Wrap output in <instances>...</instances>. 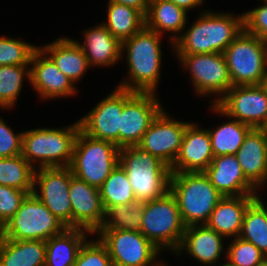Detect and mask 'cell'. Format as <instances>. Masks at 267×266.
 <instances>
[{"label":"cell","instance_id":"30bf717a","mask_svg":"<svg viewBox=\"0 0 267 266\" xmlns=\"http://www.w3.org/2000/svg\"><path fill=\"white\" fill-rule=\"evenodd\" d=\"M175 55L181 66L190 73L197 96L215 95L210 105L216 104L233 86L223 53Z\"/></svg>","mask_w":267,"mask_h":266},{"label":"cell","instance_id":"ffe728a7","mask_svg":"<svg viewBox=\"0 0 267 266\" xmlns=\"http://www.w3.org/2000/svg\"><path fill=\"white\" fill-rule=\"evenodd\" d=\"M204 173L224 197L259 193V190L245 177L235 155L214 157Z\"/></svg>","mask_w":267,"mask_h":266},{"label":"cell","instance_id":"603a6c76","mask_svg":"<svg viewBox=\"0 0 267 266\" xmlns=\"http://www.w3.org/2000/svg\"><path fill=\"white\" fill-rule=\"evenodd\" d=\"M83 32V43L77 42L85 53L90 67H110L122 60V43L102 23Z\"/></svg>","mask_w":267,"mask_h":266},{"label":"cell","instance_id":"7dc6e473","mask_svg":"<svg viewBox=\"0 0 267 266\" xmlns=\"http://www.w3.org/2000/svg\"><path fill=\"white\" fill-rule=\"evenodd\" d=\"M257 266H267V258L261 264H259Z\"/></svg>","mask_w":267,"mask_h":266},{"label":"cell","instance_id":"8992f818","mask_svg":"<svg viewBox=\"0 0 267 266\" xmlns=\"http://www.w3.org/2000/svg\"><path fill=\"white\" fill-rule=\"evenodd\" d=\"M140 232L161 252L176 253L186 226L178 203L170 190L160 198L145 202Z\"/></svg>","mask_w":267,"mask_h":266},{"label":"cell","instance_id":"681fc988","mask_svg":"<svg viewBox=\"0 0 267 266\" xmlns=\"http://www.w3.org/2000/svg\"><path fill=\"white\" fill-rule=\"evenodd\" d=\"M264 86L266 87V89H267V78L265 79V81H264Z\"/></svg>","mask_w":267,"mask_h":266},{"label":"cell","instance_id":"ba28073f","mask_svg":"<svg viewBox=\"0 0 267 266\" xmlns=\"http://www.w3.org/2000/svg\"><path fill=\"white\" fill-rule=\"evenodd\" d=\"M233 86L261 85L267 78V45L244 29L223 52Z\"/></svg>","mask_w":267,"mask_h":266},{"label":"cell","instance_id":"4316f807","mask_svg":"<svg viewBox=\"0 0 267 266\" xmlns=\"http://www.w3.org/2000/svg\"><path fill=\"white\" fill-rule=\"evenodd\" d=\"M89 231L81 228H66L61 234L46 241L44 266H73L80 247L88 239Z\"/></svg>","mask_w":267,"mask_h":266},{"label":"cell","instance_id":"5b68a950","mask_svg":"<svg viewBox=\"0 0 267 266\" xmlns=\"http://www.w3.org/2000/svg\"><path fill=\"white\" fill-rule=\"evenodd\" d=\"M119 164L128 175L137 201H151L170 190V167L139 146L120 148Z\"/></svg>","mask_w":267,"mask_h":266},{"label":"cell","instance_id":"ab89813d","mask_svg":"<svg viewBox=\"0 0 267 266\" xmlns=\"http://www.w3.org/2000/svg\"><path fill=\"white\" fill-rule=\"evenodd\" d=\"M27 195L26 191L0 185V221L3 224L15 215Z\"/></svg>","mask_w":267,"mask_h":266},{"label":"cell","instance_id":"83f0119b","mask_svg":"<svg viewBox=\"0 0 267 266\" xmlns=\"http://www.w3.org/2000/svg\"><path fill=\"white\" fill-rule=\"evenodd\" d=\"M46 241L5 238L0 244V266H44Z\"/></svg>","mask_w":267,"mask_h":266},{"label":"cell","instance_id":"e575fe53","mask_svg":"<svg viewBox=\"0 0 267 266\" xmlns=\"http://www.w3.org/2000/svg\"><path fill=\"white\" fill-rule=\"evenodd\" d=\"M239 237L253 243L267 257V218L265 210L255 200L245 211Z\"/></svg>","mask_w":267,"mask_h":266},{"label":"cell","instance_id":"d590c367","mask_svg":"<svg viewBox=\"0 0 267 266\" xmlns=\"http://www.w3.org/2000/svg\"><path fill=\"white\" fill-rule=\"evenodd\" d=\"M38 47L19 38L2 36L0 37V66L30 65L32 54Z\"/></svg>","mask_w":267,"mask_h":266},{"label":"cell","instance_id":"c3c4849f","mask_svg":"<svg viewBox=\"0 0 267 266\" xmlns=\"http://www.w3.org/2000/svg\"><path fill=\"white\" fill-rule=\"evenodd\" d=\"M262 129L267 132V121H266L265 125L262 127Z\"/></svg>","mask_w":267,"mask_h":266},{"label":"cell","instance_id":"4fadbf2b","mask_svg":"<svg viewBox=\"0 0 267 266\" xmlns=\"http://www.w3.org/2000/svg\"><path fill=\"white\" fill-rule=\"evenodd\" d=\"M163 109L157 93H140L124 89L119 148L137 146L151 123Z\"/></svg>","mask_w":267,"mask_h":266},{"label":"cell","instance_id":"6da1fadb","mask_svg":"<svg viewBox=\"0 0 267 266\" xmlns=\"http://www.w3.org/2000/svg\"><path fill=\"white\" fill-rule=\"evenodd\" d=\"M173 43L174 54L223 53L244 29L243 13L202 11Z\"/></svg>","mask_w":267,"mask_h":266},{"label":"cell","instance_id":"cb8c5ba5","mask_svg":"<svg viewBox=\"0 0 267 266\" xmlns=\"http://www.w3.org/2000/svg\"><path fill=\"white\" fill-rule=\"evenodd\" d=\"M39 47L74 84L78 83L90 68L85 53L74 39L62 36Z\"/></svg>","mask_w":267,"mask_h":266},{"label":"cell","instance_id":"d4e9b609","mask_svg":"<svg viewBox=\"0 0 267 266\" xmlns=\"http://www.w3.org/2000/svg\"><path fill=\"white\" fill-rule=\"evenodd\" d=\"M254 199L255 195L223 197L205 225L227 239L239 237L245 211Z\"/></svg>","mask_w":267,"mask_h":266},{"label":"cell","instance_id":"277c9868","mask_svg":"<svg viewBox=\"0 0 267 266\" xmlns=\"http://www.w3.org/2000/svg\"><path fill=\"white\" fill-rule=\"evenodd\" d=\"M170 192L177 200L186 227L205 225L224 197L204 172H171Z\"/></svg>","mask_w":267,"mask_h":266},{"label":"cell","instance_id":"9c48e42d","mask_svg":"<svg viewBox=\"0 0 267 266\" xmlns=\"http://www.w3.org/2000/svg\"><path fill=\"white\" fill-rule=\"evenodd\" d=\"M67 227L33 193L22 201L15 215L5 224V238L47 241Z\"/></svg>","mask_w":267,"mask_h":266},{"label":"cell","instance_id":"f546056e","mask_svg":"<svg viewBox=\"0 0 267 266\" xmlns=\"http://www.w3.org/2000/svg\"><path fill=\"white\" fill-rule=\"evenodd\" d=\"M251 129L252 127L248 124L232 118L219 127L208 128L214 157L236 155L245 136Z\"/></svg>","mask_w":267,"mask_h":266},{"label":"cell","instance_id":"8d00e7d4","mask_svg":"<svg viewBox=\"0 0 267 266\" xmlns=\"http://www.w3.org/2000/svg\"><path fill=\"white\" fill-rule=\"evenodd\" d=\"M231 241L225 248V258L233 266H257L267 258L253 243L240 237Z\"/></svg>","mask_w":267,"mask_h":266},{"label":"cell","instance_id":"d6986e66","mask_svg":"<svg viewBox=\"0 0 267 266\" xmlns=\"http://www.w3.org/2000/svg\"><path fill=\"white\" fill-rule=\"evenodd\" d=\"M214 158L208 130L190 122L184 132L181 148L171 172H204Z\"/></svg>","mask_w":267,"mask_h":266},{"label":"cell","instance_id":"2e32d148","mask_svg":"<svg viewBox=\"0 0 267 266\" xmlns=\"http://www.w3.org/2000/svg\"><path fill=\"white\" fill-rule=\"evenodd\" d=\"M124 106V89H115L79 119L80 129L87 135L109 141L119 147V128Z\"/></svg>","mask_w":267,"mask_h":266},{"label":"cell","instance_id":"bcb514c9","mask_svg":"<svg viewBox=\"0 0 267 266\" xmlns=\"http://www.w3.org/2000/svg\"><path fill=\"white\" fill-rule=\"evenodd\" d=\"M219 266H233V265H231L228 261L225 260V263H223L222 265L220 263Z\"/></svg>","mask_w":267,"mask_h":266},{"label":"cell","instance_id":"44dd1931","mask_svg":"<svg viewBox=\"0 0 267 266\" xmlns=\"http://www.w3.org/2000/svg\"><path fill=\"white\" fill-rule=\"evenodd\" d=\"M225 239L224 236L206 225L188 226L175 255L179 256L180 253L187 252L191 258L204 266H216L220 262L218 260L221 259L222 253L225 252L226 257L225 244L223 243Z\"/></svg>","mask_w":267,"mask_h":266},{"label":"cell","instance_id":"484cf974","mask_svg":"<svg viewBox=\"0 0 267 266\" xmlns=\"http://www.w3.org/2000/svg\"><path fill=\"white\" fill-rule=\"evenodd\" d=\"M187 16L188 12L174 3L167 0H155L148 4L145 26L160 35L165 34V31L170 32L169 39L173 50V43L186 29Z\"/></svg>","mask_w":267,"mask_h":266},{"label":"cell","instance_id":"60d3db41","mask_svg":"<svg viewBox=\"0 0 267 266\" xmlns=\"http://www.w3.org/2000/svg\"><path fill=\"white\" fill-rule=\"evenodd\" d=\"M22 134L23 132L15 134L0 116V158L22 154Z\"/></svg>","mask_w":267,"mask_h":266},{"label":"cell","instance_id":"ee69618b","mask_svg":"<svg viewBox=\"0 0 267 266\" xmlns=\"http://www.w3.org/2000/svg\"><path fill=\"white\" fill-rule=\"evenodd\" d=\"M264 210H265V215L267 218V205H265V203L263 202V199H261L260 194H256L255 195V199H254Z\"/></svg>","mask_w":267,"mask_h":266},{"label":"cell","instance_id":"1f68e13d","mask_svg":"<svg viewBox=\"0 0 267 266\" xmlns=\"http://www.w3.org/2000/svg\"><path fill=\"white\" fill-rule=\"evenodd\" d=\"M105 212L112 206L136 201L126 171L118 164L99 188Z\"/></svg>","mask_w":267,"mask_h":266},{"label":"cell","instance_id":"5bb4252c","mask_svg":"<svg viewBox=\"0 0 267 266\" xmlns=\"http://www.w3.org/2000/svg\"><path fill=\"white\" fill-rule=\"evenodd\" d=\"M72 176L70 167L35 169L32 192L67 228H72V208L68 192Z\"/></svg>","mask_w":267,"mask_h":266},{"label":"cell","instance_id":"b9f144b4","mask_svg":"<svg viewBox=\"0 0 267 266\" xmlns=\"http://www.w3.org/2000/svg\"><path fill=\"white\" fill-rule=\"evenodd\" d=\"M109 2H117L127 6H131L141 11L144 15H146L148 10V2L147 0H108Z\"/></svg>","mask_w":267,"mask_h":266},{"label":"cell","instance_id":"3957f363","mask_svg":"<svg viewBox=\"0 0 267 266\" xmlns=\"http://www.w3.org/2000/svg\"><path fill=\"white\" fill-rule=\"evenodd\" d=\"M79 120L61 128H35L23 131L22 156L35 168L70 167ZM35 163V164H34Z\"/></svg>","mask_w":267,"mask_h":266},{"label":"cell","instance_id":"7c38bea8","mask_svg":"<svg viewBox=\"0 0 267 266\" xmlns=\"http://www.w3.org/2000/svg\"><path fill=\"white\" fill-rule=\"evenodd\" d=\"M209 106L222 117L262 128L267 121V89L264 84L232 86L216 104Z\"/></svg>","mask_w":267,"mask_h":266},{"label":"cell","instance_id":"74e56055","mask_svg":"<svg viewBox=\"0 0 267 266\" xmlns=\"http://www.w3.org/2000/svg\"><path fill=\"white\" fill-rule=\"evenodd\" d=\"M73 266H113L107 247L99 238L86 240Z\"/></svg>","mask_w":267,"mask_h":266},{"label":"cell","instance_id":"f6af8a7d","mask_svg":"<svg viewBox=\"0 0 267 266\" xmlns=\"http://www.w3.org/2000/svg\"><path fill=\"white\" fill-rule=\"evenodd\" d=\"M5 239V224H3L0 221V244L4 241Z\"/></svg>","mask_w":267,"mask_h":266},{"label":"cell","instance_id":"ac0fdd59","mask_svg":"<svg viewBox=\"0 0 267 266\" xmlns=\"http://www.w3.org/2000/svg\"><path fill=\"white\" fill-rule=\"evenodd\" d=\"M29 84L43 100L73 97L77 93L72 80L57 68L40 47L33 52L30 60Z\"/></svg>","mask_w":267,"mask_h":266},{"label":"cell","instance_id":"7402d4cb","mask_svg":"<svg viewBox=\"0 0 267 266\" xmlns=\"http://www.w3.org/2000/svg\"><path fill=\"white\" fill-rule=\"evenodd\" d=\"M245 177L258 189L267 183V132L252 128L236 155Z\"/></svg>","mask_w":267,"mask_h":266},{"label":"cell","instance_id":"52a82bcc","mask_svg":"<svg viewBox=\"0 0 267 266\" xmlns=\"http://www.w3.org/2000/svg\"><path fill=\"white\" fill-rule=\"evenodd\" d=\"M119 152L120 148L114 143L93 138L80 129L70 168L74 176L100 188L119 164Z\"/></svg>","mask_w":267,"mask_h":266},{"label":"cell","instance_id":"e0dca14e","mask_svg":"<svg viewBox=\"0 0 267 266\" xmlns=\"http://www.w3.org/2000/svg\"><path fill=\"white\" fill-rule=\"evenodd\" d=\"M68 192L72 208V228L87 230L94 236L105 220L99 188L73 175Z\"/></svg>","mask_w":267,"mask_h":266},{"label":"cell","instance_id":"8fae6325","mask_svg":"<svg viewBox=\"0 0 267 266\" xmlns=\"http://www.w3.org/2000/svg\"><path fill=\"white\" fill-rule=\"evenodd\" d=\"M95 235L107 247L113 266H167L157 261L161 251L140 231L99 230Z\"/></svg>","mask_w":267,"mask_h":266},{"label":"cell","instance_id":"7bdbcfd3","mask_svg":"<svg viewBox=\"0 0 267 266\" xmlns=\"http://www.w3.org/2000/svg\"><path fill=\"white\" fill-rule=\"evenodd\" d=\"M167 1L174 3L175 5L185 9L186 11L188 10L190 11V9L200 7L202 6L203 3H205V0H167Z\"/></svg>","mask_w":267,"mask_h":266},{"label":"cell","instance_id":"f35d334b","mask_svg":"<svg viewBox=\"0 0 267 266\" xmlns=\"http://www.w3.org/2000/svg\"><path fill=\"white\" fill-rule=\"evenodd\" d=\"M256 7L243 13L244 30L267 45V3Z\"/></svg>","mask_w":267,"mask_h":266},{"label":"cell","instance_id":"9a60e30c","mask_svg":"<svg viewBox=\"0 0 267 266\" xmlns=\"http://www.w3.org/2000/svg\"><path fill=\"white\" fill-rule=\"evenodd\" d=\"M164 110L157 115L137 146L171 167L179 154L185 129L190 122L173 119Z\"/></svg>","mask_w":267,"mask_h":266},{"label":"cell","instance_id":"d6a6232c","mask_svg":"<svg viewBox=\"0 0 267 266\" xmlns=\"http://www.w3.org/2000/svg\"><path fill=\"white\" fill-rule=\"evenodd\" d=\"M30 82L29 65L0 66V109H13L24 83Z\"/></svg>","mask_w":267,"mask_h":266},{"label":"cell","instance_id":"836d02e7","mask_svg":"<svg viewBox=\"0 0 267 266\" xmlns=\"http://www.w3.org/2000/svg\"><path fill=\"white\" fill-rule=\"evenodd\" d=\"M145 202L134 201L110 207L105 212V220L99 230L140 231Z\"/></svg>","mask_w":267,"mask_h":266},{"label":"cell","instance_id":"f1b7e54d","mask_svg":"<svg viewBox=\"0 0 267 266\" xmlns=\"http://www.w3.org/2000/svg\"><path fill=\"white\" fill-rule=\"evenodd\" d=\"M107 19L101 22L121 43L145 26V15L134 7L107 2Z\"/></svg>","mask_w":267,"mask_h":266},{"label":"cell","instance_id":"4dcf8cb0","mask_svg":"<svg viewBox=\"0 0 267 266\" xmlns=\"http://www.w3.org/2000/svg\"><path fill=\"white\" fill-rule=\"evenodd\" d=\"M35 168L19 154L0 158V185L33 192Z\"/></svg>","mask_w":267,"mask_h":266},{"label":"cell","instance_id":"7a4b0ae2","mask_svg":"<svg viewBox=\"0 0 267 266\" xmlns=\"http://www.w3.org/2000/svg\"><path fill=\"white\" fill-rule=\"evenodd\" d=\"M161 36L144 26L122 42V56L126 54L128 67L125 77L127 80L123 78L116 87L132 92L156 94L161 77Z\"/></svg>","mask_w":267,"mask_h":266}]
</instances>
